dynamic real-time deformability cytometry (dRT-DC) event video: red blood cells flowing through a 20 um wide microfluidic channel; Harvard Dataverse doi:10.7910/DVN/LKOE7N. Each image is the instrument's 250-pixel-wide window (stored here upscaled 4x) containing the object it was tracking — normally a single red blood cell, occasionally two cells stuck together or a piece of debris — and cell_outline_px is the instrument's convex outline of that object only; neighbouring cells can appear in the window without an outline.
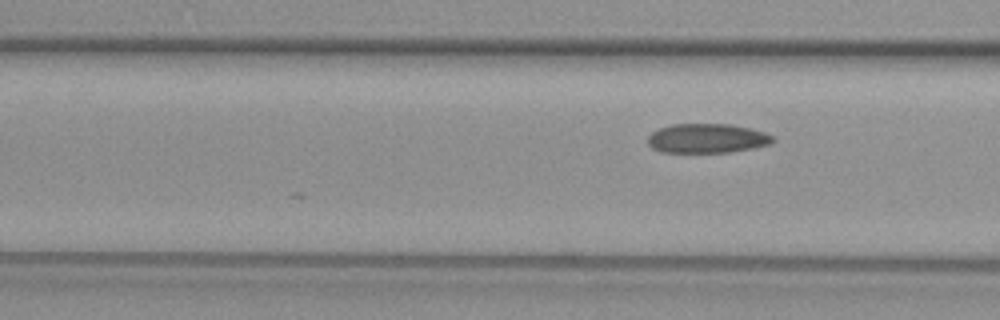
{"species": "common noctule bat (a hibernating species)", "species_latin": "Nyctalus noctula", "temperature_condition": "warm", "stored_images_in_passage": 5, "segment_of_instrument_passage": [2, 2], "camera_frame_rate_fps": 3000, "um_per_image_px": 0.085, "animal": {"sex": "female", "body_mass_g": 29.2, "forearm_length_mm": 56.3}, "frame": {"image": 1, "passage_image": 5, "time_ms": 5.667, "image_size_px": [1000, 320], "cell_outline_px": [[776, 140], [772, 144], [752, 148], [728, 152], [660, 152], [652, 148], [648, 144], [648, 136], [652, 132], [660, 128], [672, 124], [728, 124], [752, 128], [764, 132], [772, 136]], "centroid_in_image_um": [60.11, 11.76], "position_along_channel_um": 106.5, "area_um2": 21.44}}